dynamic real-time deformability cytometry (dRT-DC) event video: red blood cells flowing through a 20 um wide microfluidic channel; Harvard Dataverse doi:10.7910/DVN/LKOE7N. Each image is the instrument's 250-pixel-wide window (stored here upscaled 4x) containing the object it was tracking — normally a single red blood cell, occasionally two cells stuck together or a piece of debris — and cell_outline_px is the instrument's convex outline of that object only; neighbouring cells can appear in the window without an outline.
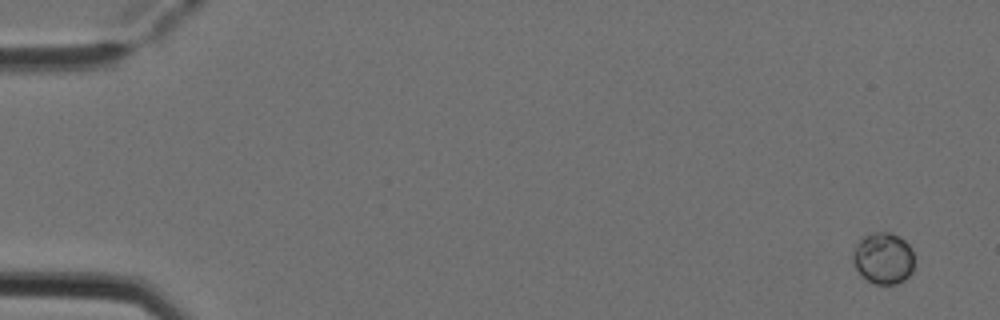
{"species": "Egyptian fruit bat (a non-hibernating species)", "species_latin": "Rousettus aegyptiacus", "temperature_condition": "cold", "stored_images_in_passage": 5, "camera_frame_rate_fps": 3000, "um_per_image_px": 0.085, "animal": {"sex": "female"}, "frame": {"image": 1, "passage_image": 1, "time_ms": 0.0, "image_size_px": [1000, 320], "cell_outline_px": [[912, 272], [904, 280], [896, 284], [876, 284], [868, 280], [856, 268], [852, 260], [852, 252], [856, 244], [864, 236], [872, 232], [892, 232], [900, 236], [912, 248]], "centroid_in_image_um": [75.08, 21.93], "position_along_channel_um": 9.9, "area_um2": 18.38}}
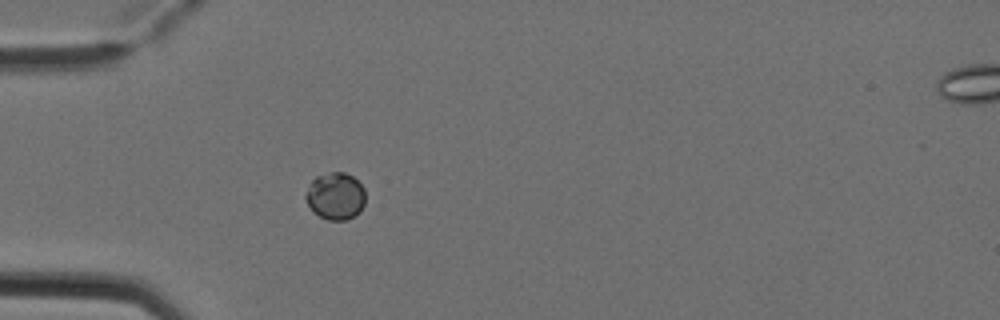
{"frame": {"image": 2, "passage_image": 4, "time_ms": 1.0, "image_size_px": [1000, 320], "cell_outline_px": [[364, 204], [360, 212], [348, 220], [328, 220], [312, 212], [304, 196], [312, 180], [316, 176], [332, 172], [344, 172], [352, 176], [364, 188]], "centroid_in_image_um": [28.51, 16.68], "position_along_channel_um": 56.5, "area_um2": 16.42}}